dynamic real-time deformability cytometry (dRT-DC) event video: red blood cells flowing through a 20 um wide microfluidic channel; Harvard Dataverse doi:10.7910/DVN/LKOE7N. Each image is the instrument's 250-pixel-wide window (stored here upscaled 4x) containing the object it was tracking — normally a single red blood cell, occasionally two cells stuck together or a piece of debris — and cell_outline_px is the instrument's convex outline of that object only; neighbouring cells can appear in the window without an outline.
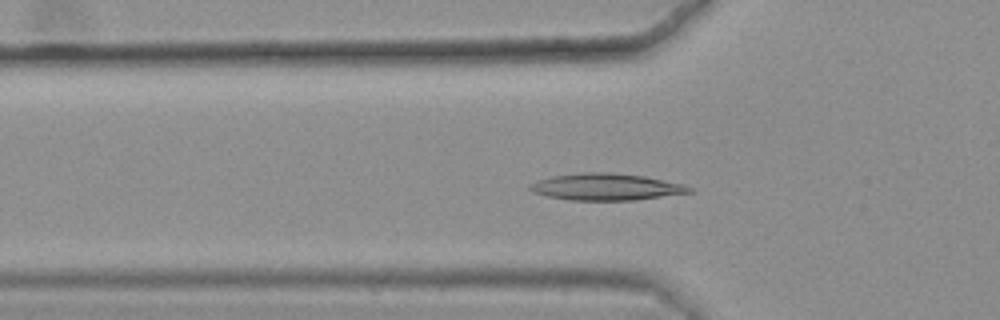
{"species": "common noctule bat (a hibernating species)", "species_latin": "Nyctalus noctula", "temperature_condition": "warm", "stored_images_in_passage": 46, "camera_frame_rate_fps": 3000, "um_per_image_px": 0.085, "animal": {"sex": "female", "body_mass_g": 25.1}, "frame": {"image": 1, "passage_image": 18, "time_ms": 5.667, "image_size_px": [1000, 320], "cell_outline_px": [[692, 192], [636, 200], [568, 200], [548, 196], [532, 192], [528, 188], [528, 184], [536, 180], [552, 176], [588, 172], [608, 172], [644, 176], [684, 184], [692, 188]], "centroid_in_image_um": [51.49, 15.88], "position_along_channel_um": 74.3, "area_um2": 24.85}}
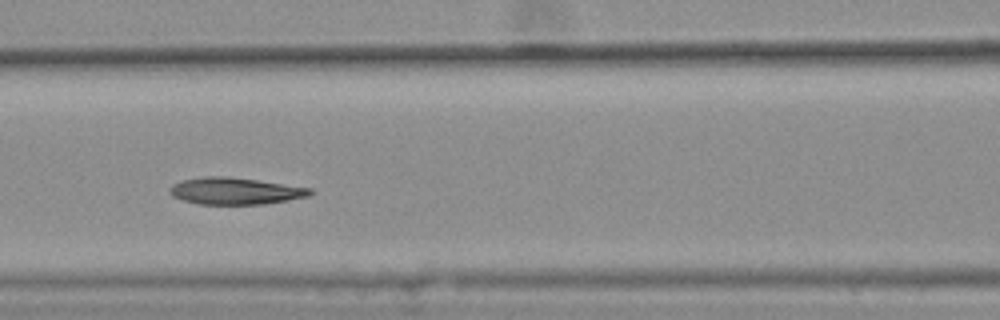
{"frame": {"image": 2, "passage_image": 24, "time_ms": 7.667, "image_size_px": [1000, 320], "cell_outline_px": [[316, 192], [308, 196], [288, 200], [264, 204], [200, 204], [184, 200], [172, 196], [168, 192], [168, 188], [172, 184], [180, 180], [204, 176], [224, 176], [256, 180], [312, 188]], "centroid_in_image_um": [19.97, 16.23], "position_along_channel_um": 146.6, "area_um2": 22.02}}
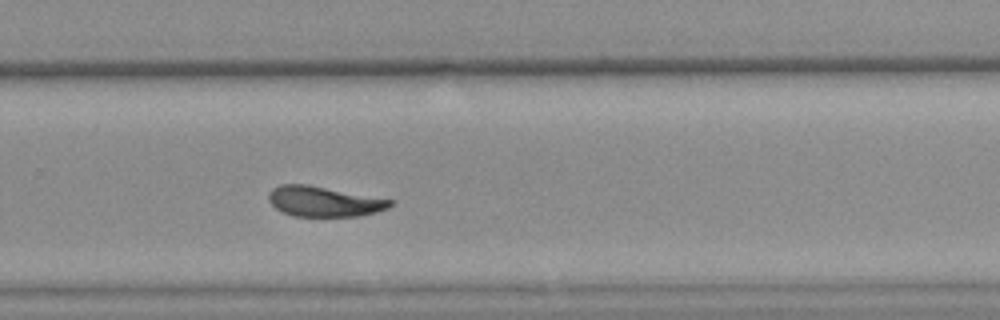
{"frame": {"image": 3, "passage_image": 37, "time_ms": 12.0, "image_size_px": [1000, 320], "cell_outline_px": [[392, 204], [388, 208], [376, 212], [360, 216], [292, 216], [276, 208], [268, 200], [268, 192], [272, 188], [280, 184], [308, 184], [392, 200]], "centroid_in_image_um": [27.49, 17.12], "position_along_channel_um": 302.3, "area_um2": 21.33}, "authors_computed_cell_mechanics": {"area_um2": 22.6865, "velocity_mm_per_s": 3.5996, "shape_relaxation_time_tau1_ms": 7.9744, "shape_relaxation_time_tau2_ms": 2.3781, "deformation_change_tau1": 0.2112, "deformation_change_tau2": 0.0816}}